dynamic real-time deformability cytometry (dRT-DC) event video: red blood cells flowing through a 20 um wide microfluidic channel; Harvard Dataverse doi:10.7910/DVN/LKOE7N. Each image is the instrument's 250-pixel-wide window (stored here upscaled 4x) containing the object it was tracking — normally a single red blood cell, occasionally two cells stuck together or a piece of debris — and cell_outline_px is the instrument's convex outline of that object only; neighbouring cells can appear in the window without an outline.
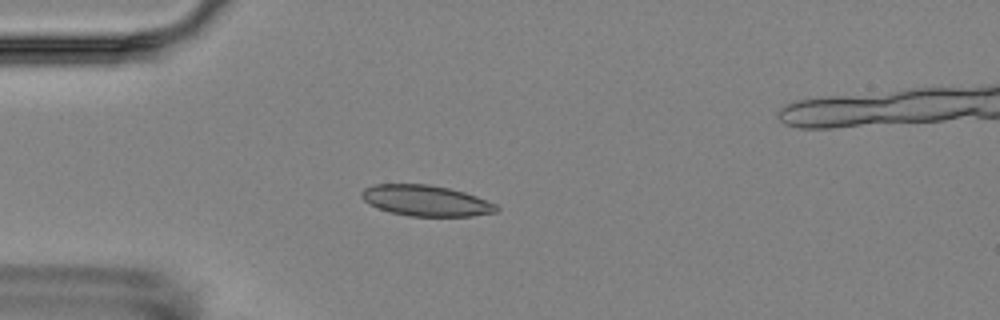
{"species": "Egyptian fruit bat (a non-hibernating species)", "species_latin": "Rousettus aegyptiacus", "temperature_condition": "room temperature", "stored_images_in_passage": 2, "camera_frame_rate_fps": 3000, "um_per_image_px": 0.085, "animal": {"sex": "female"}, "frame": {"image": 1, "passage_image": 1, "time_ms": 0.0, "image_size_px": [1000, 320], "cell_outline_px": [[500, 208], [496, 212], [472, 216], [408, 216], [388, 212], [368, 204], [360, 196], [360, 192], [364, 188], [372, 184], [428, 184], [448, 188], [464, 192], [476, 196], [496, 204]], "centroid_in_image_um": [36.16, 17.05], "position_along_channel_um": 48.8, "area_um2": 24.39}}